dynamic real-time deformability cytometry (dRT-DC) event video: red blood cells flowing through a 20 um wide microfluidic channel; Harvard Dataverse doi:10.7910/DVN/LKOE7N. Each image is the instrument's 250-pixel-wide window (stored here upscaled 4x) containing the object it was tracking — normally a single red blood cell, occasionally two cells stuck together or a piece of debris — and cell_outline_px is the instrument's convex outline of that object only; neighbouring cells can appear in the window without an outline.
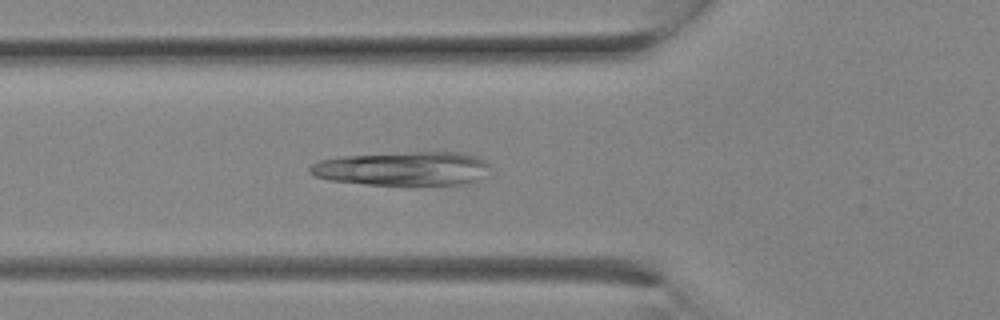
{"species": "Egyptian fruit bat (a non-hibernating species)", "species_latin": "Rousettus aegyptiacus", "temperature_condition": "room temperature", "stored_images_in_passage": 9, "camera_frame_rate_fps": 3000, "um_per_image_px": 0.085, "animal": {"sex": "female"}, "frame": {"image": 1, "passage_image": 9, "time_ms": 2.667, "image_size_px": [1000, 320], "cell_outline_px": [[488, 164], [476, 180], [468, 184], [368, 184], [328, 180], [316, 176], [308, 172], [308, 168], [312, 164], [320, 160], [344, 156], [408, 152], [460, 152], [476, 156], [484, 160]], "centroid_in_image_um": [34.16, 14.32], "position_along_channel_um": 91.6, "area_um2": 34.97}}